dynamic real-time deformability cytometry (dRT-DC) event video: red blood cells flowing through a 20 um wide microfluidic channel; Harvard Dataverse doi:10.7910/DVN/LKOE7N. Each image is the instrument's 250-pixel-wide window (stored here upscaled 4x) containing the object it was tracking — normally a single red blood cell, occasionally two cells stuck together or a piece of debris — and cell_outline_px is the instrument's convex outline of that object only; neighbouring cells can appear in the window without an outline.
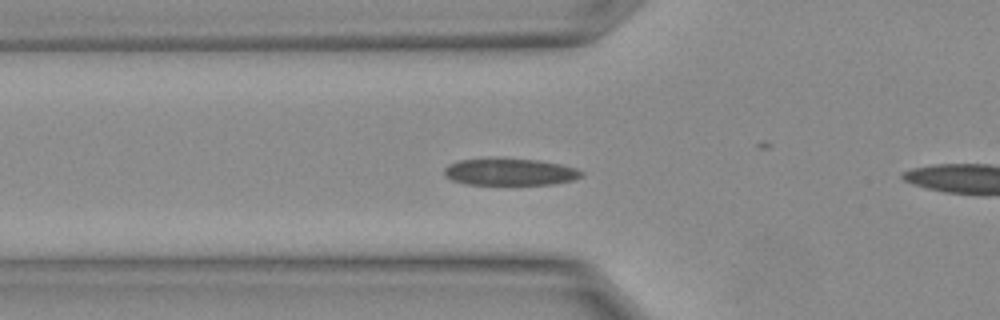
{"species": "Egyptian fruit bat (a non-hibernating species)", "species_latin": "Rousettus aegyptiacus", "temperature_condition": "warm", "stored_images_in_passage": 8, "camera_frame_rate_fps": 3000, "um_per_image_px": 0.085, "animal": {"sex": "female"}, "frame": {"image": 1, "passage_image": 7, "time_ms": 2.0, "image_size_px": [1000, 320], "cell_outline_px": [[584, 176], [572, 180], [552, 184], [464, 184], [452, 180], [444, 172], [444, 168], [448, 164], [460, 160], [536, 160], [560, 164], [576, 168], [584, 172]], "centroid_in_image_um": [43.39, 14.64], "position_along_channel_um": 82.4, "area_um2": 20.87}}